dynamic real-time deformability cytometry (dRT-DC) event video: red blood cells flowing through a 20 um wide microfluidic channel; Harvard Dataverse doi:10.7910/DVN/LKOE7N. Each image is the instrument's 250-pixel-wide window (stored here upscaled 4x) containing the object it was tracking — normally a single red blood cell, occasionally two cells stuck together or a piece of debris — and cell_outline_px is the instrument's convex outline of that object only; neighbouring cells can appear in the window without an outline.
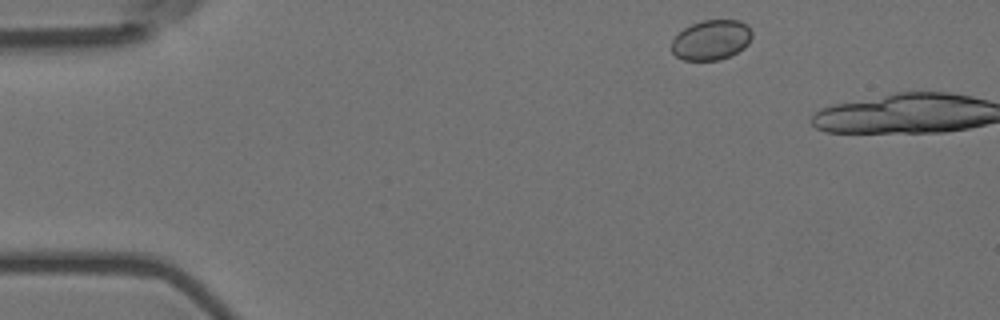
{"species": "Egyptian fruit bat (a non-hibernating species)", "species_latin": "Rousettus aegyptiacus", "temperature_condition": "room temperature", "stored_images_in_passage": 4, "camera_frame_rate_fps": 3000, "um_per_image_px": 0.085, "animal": {"sex": "female"}, "frame": {"image": 1, "passage_image": 2, "time_ms": 0.333, "image_size_px": [1000, 320], "cell_outline_px": [[752, 36], [748, 44], [744, 48], [720, 60], [684, 60], [676, 56], [672, 52], [672, 40], [684, 28], [692, 24], [704, 20], [740, 20], [748, 24], [752, 32]], "centroid_in_image_um": [60.48, 3.39], "position_along_channel_um": 24.5, "area_um2": 18.73}}